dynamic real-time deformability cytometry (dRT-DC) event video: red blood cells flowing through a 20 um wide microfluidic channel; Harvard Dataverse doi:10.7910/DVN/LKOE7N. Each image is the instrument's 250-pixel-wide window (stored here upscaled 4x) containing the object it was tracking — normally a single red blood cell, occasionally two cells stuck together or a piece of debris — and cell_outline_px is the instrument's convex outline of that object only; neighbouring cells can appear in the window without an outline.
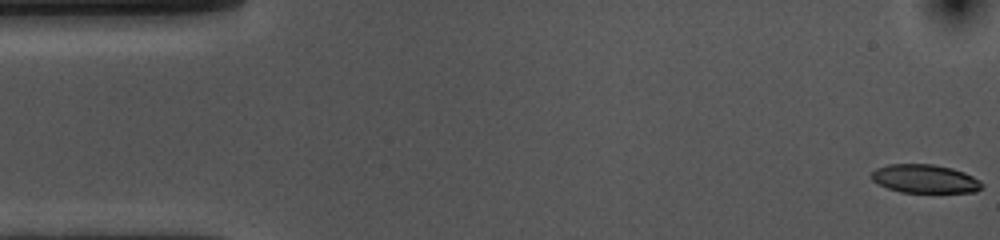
{"species": "common noctule bat (a hibernating species)", "species_latin": "Nyctalus noctula", "temperature_condition": "cold", "stored_images_in_passage": 54, "camera_frame_rate_fps": 3000, "um_per_image_px": 0.085, "animal": {"sex": "female", "body_mass_g": 10.0, "forearm_length_mm": 53.1}, "frame": {"image": 1, "passage_image": 1, "time_ms": 0.0, "image_size_px": [1000, 240], "cell_outline_px": [[984, 184], [976, 192], [900, 192], [888, 188], [872, 180], [872, 172], [876, 168], [888, 164], [932, 164], [952, 168], [964, 172], [980, 180]], "centroid_in_image_um": [78.63, 15.19], "position_along_channel_um": 6.4, "area_um2": 18.26}}
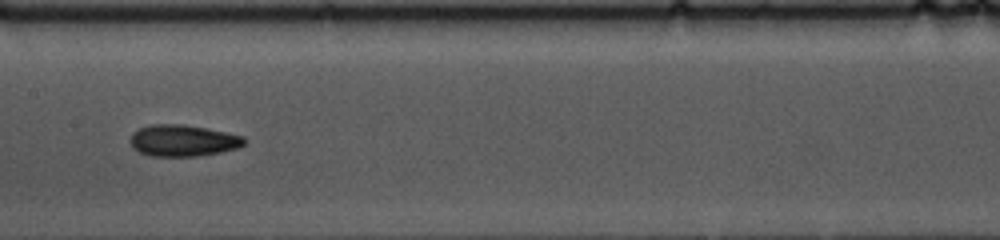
{"frame": {"image": 2, "passage_image": 26, "time_ms": 8.333, "image_size_px": [1000, 240], "cell_outline_px": [[248, 140], [244, 144], [236, 148], [220, 152], [196, 156], [148, 156], [132, 148], [128, 140], [132, 132], [140, 128], [152, 124], [184, 124], [244, 136]], "centroid_in_image_um": [15.5, 11.95], "position_along_channel_um": 191.9, "area_um2": 21.04}}
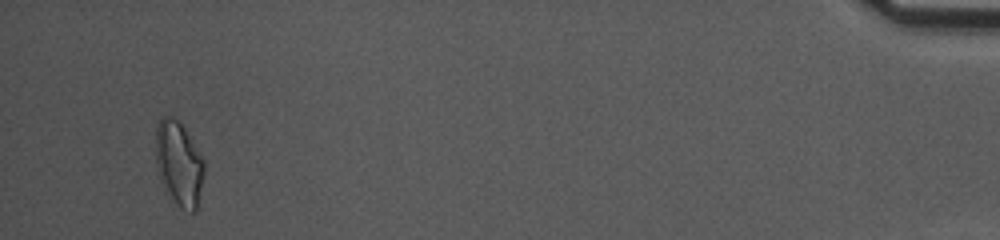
{"frame": {"image": 3, "passage_image": 52, "time_ms": 17.0, "image_size_px": [1000, 240], "cell_outline_px": [[204, 172], [196, 212], [192, 212], [180, 208], [160, 180], [156, 168], [156, 124], [164, 116], [172, 116], [180, 120], [204, 160]], "centroid_in_image_um": [15.2, 13.86], "position_along_channel_um": 420.0, "area_um2": 23.76}, "authors_computed_cell_mechanics": {"area_um2": 19.9699, "velocity_mm_per_s": 3.6148, "shape_relaxation_time_tau1_ms": 4.1682, "shape_relaxation_time_tau2_ms": 4.4851, "deformation_change_tau1": 0.1495, "deformation_change_tau2": 0.1213}}